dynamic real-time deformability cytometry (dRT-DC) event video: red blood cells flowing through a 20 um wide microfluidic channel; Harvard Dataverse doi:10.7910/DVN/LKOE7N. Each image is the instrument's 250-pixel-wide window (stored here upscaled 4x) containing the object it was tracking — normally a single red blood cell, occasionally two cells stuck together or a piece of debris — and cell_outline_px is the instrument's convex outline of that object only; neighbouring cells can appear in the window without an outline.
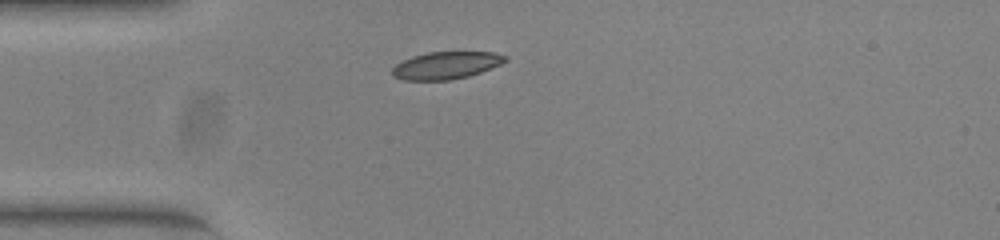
{"species": "common noctule bat (a hibernating species)", "species_latin": "Nyctalus noctula", "temperature_condition": "warm", "stored_images_in_passage": 39, "camera_frame_rate_fps": 3000, "um_per_image_px": 0.085, "animal": {"sex": "female", "body_mass_g": 23.0, "forearm_length_mm": 53.4}, "frame": {"image": 1, "passage_image": 1, "time_ms": 0.0, "image_size_px": [1000, 240], "cell_outline_px": [[508, 60], [500, 64], [480, 72], [468, 76], [448, 80], [404, 80], [392, 76], [392, 68], [396, 64], [412, 56], [428, 52], [496, 52], [508, 56]], "centroid_in_image_um": [37.92, 5.55], "position_along_channel_um": 47.1, "area_um2": 17.98}}
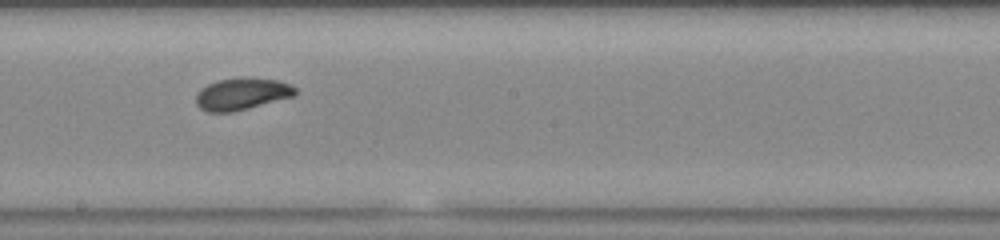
{"frame": {"image": 2, "passage_image": 16, "time_ms": 5.0, "image_size_px": [1000, 240], "cell_outline_px": [[296, 96], [232, 112], [208, 112], [200, 108], [196, 104], [196, 92], [200, 88], [208, 84], [220, 80], [244, 76], [280, 80], [296, 88]], "centroid_in_image_um": [20.56, 7.97], "position_along_channel_um": 227.6, "area_um2": 18.73}}
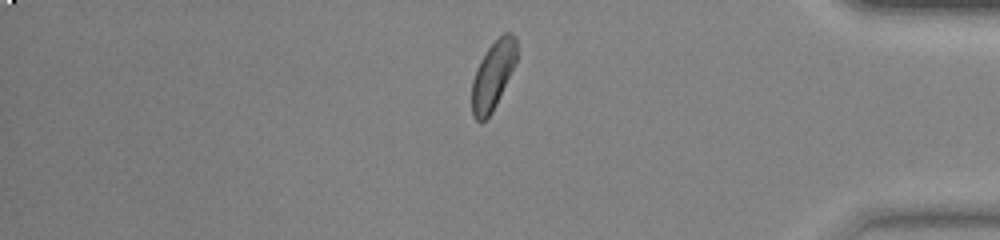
{"frame": {"image": 3, "passage_image": 31, "time_ms": 10.0, "image_size_px": [1000, 240], "cell_outline_px": [[516, 60], [496, 104], [492, 112], [484, 120], [476, 120], [472, 116], [472, 80], [476, 68], [480, 60], [488, 48], [504, 32], [512, 32], [516, 36]], "centroid_in_image_um": [41.88, 6.38], "position_along_channel_um": 393.3, "area_um2": 17.46}, "authors_computed_cell_mechanics": {"area_um2": 18.2648, "velocity_mm_per_s": 3.9104, "shape_relaxation_time_tau1_ms": 4.6766, "shape_relaxation_time_tau2_ms": 2.0134, "deformation_change_tau1": 0.1316, "deformation_change_tau2": 0.0689}}